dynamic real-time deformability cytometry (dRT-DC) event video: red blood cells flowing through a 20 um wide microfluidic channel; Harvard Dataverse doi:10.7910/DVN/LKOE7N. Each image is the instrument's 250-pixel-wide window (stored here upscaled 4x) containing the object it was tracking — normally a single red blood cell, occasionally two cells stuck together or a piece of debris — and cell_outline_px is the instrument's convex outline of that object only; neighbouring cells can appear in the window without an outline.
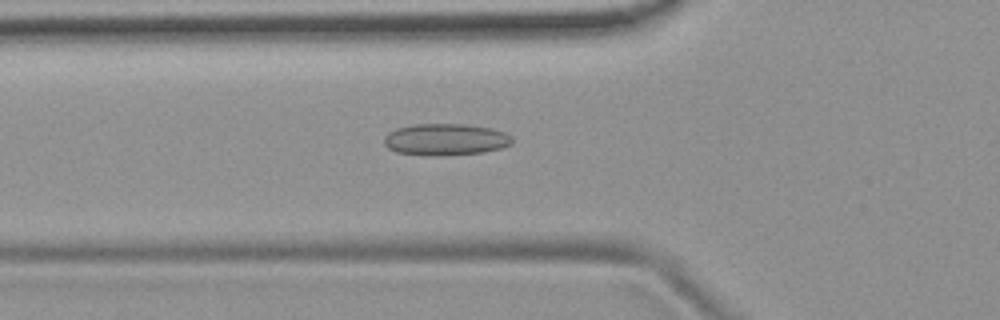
{"species": "common noctule bat (a hibernating species)", "species_latin": "Nyctalus noctula", "temperature_condition": "room temperature", "stored_images_in_passage": 53, "camera_frame_rate_fps": 3000, "um_per_image_px": 0.085, "animal": {"sex": "female", "body_mass_g": 19.9}, "frame": {"image": 1, "passage_image": 19, "time_ms": 6.0, "image_size_px": [1000, 320], "cell_outline_px": [[512, 144], [500, 148], [484, 152], [440, 156], [424, 156], [396, 152], [388, 148], [384, 144], [384, 136], [388, 132], [396, 128], [412, 124], [464, 124], [492, 128], [504, 132], [512, 136]], "centroid_in_image_um": [37.84, 11.86], "position_along_channel_um": 88.0, "area_um2": 23.99}}
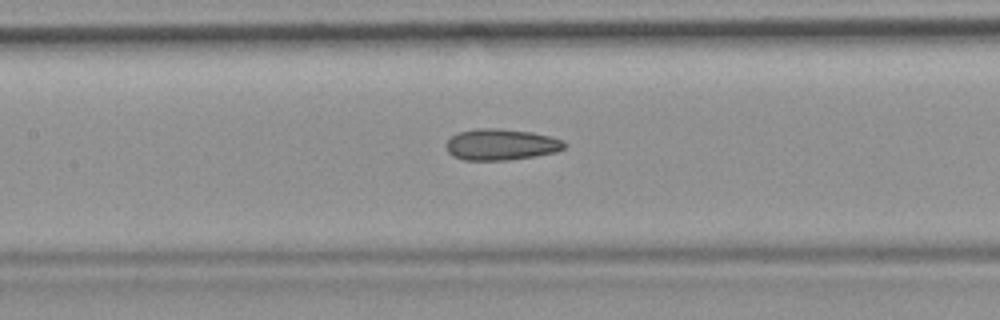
{"frame": {"image": 2, "passage_image": 25, "time_ms": 8.0, "image_size_px": [1000, 320], "cell_outline_px": [[568, 144], [564, 148], [556, 152], [536, 156], [508, 160], [464, 160], [452, 156], [448, 152], [444, 144], [452, 136], [460, 132], [480, 128], [500, 128], [532, 132], [552, 136], [564, 140]], "centroid_in_image_um": [42.62, 12.28], "position_along_channel_um": 164.8, "area_um2": 21.79}}
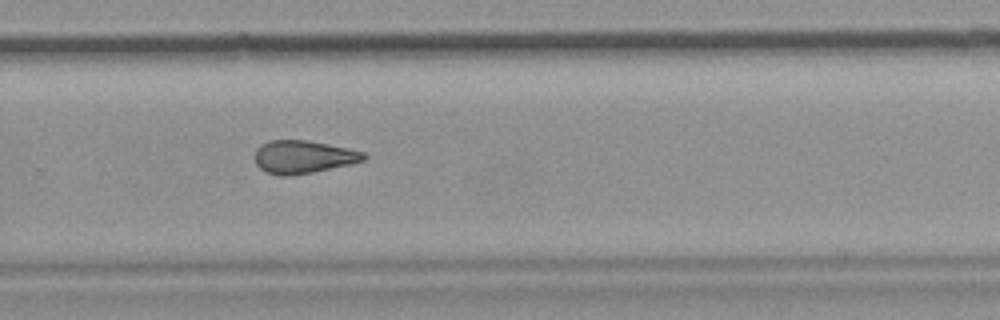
{"frame": {"image": 3, "passage_image": 36, "time_ms": 11.667, "image_size_px": [1000, 320], "cell_outline_px": [[368, 156], [364, 160], [348, 164], [312, 172], [288, 176], [280, 176], [264, 172], [256, 164], [256, 148], [260, 144], [272, 140], [304, 140], [348, 148], [364, 152]], "centroid_in_image_um": [25.74, 13.34], "position_along_channel_um": 304.1, "area_um2": 20.69}, "authors_computed_cell_mechanics": {"area_um2": 21.5594, "velocity_mm_per_s": 3.8195, "shape_relaxation_time_tau1_ms": null, "shape_relaxation_time_tau2_ms": 5.0579, "deformation_change_tau1": null, "deformation_change_tau2": 0.1482}}